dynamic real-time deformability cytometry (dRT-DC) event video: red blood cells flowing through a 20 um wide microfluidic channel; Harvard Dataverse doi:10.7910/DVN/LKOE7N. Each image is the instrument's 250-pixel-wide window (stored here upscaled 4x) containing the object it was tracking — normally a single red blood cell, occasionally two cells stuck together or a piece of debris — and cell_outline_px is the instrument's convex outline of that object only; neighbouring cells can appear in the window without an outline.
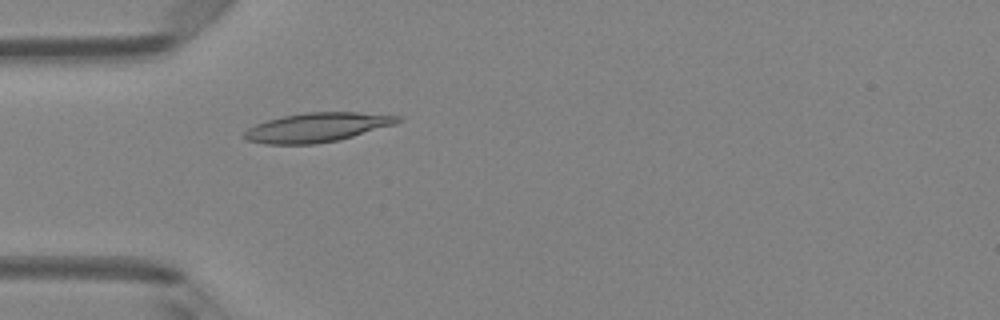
{"species": "Egyptian fruit bat (a non-hibernating species)", "species_latin": "Rousettus aegyptiacus", "temperature_condition": "room temperature", "stored_images_in_passage": 4, "camera_frame_rate_fps": 3000, "um_per_image_px": 0.085, "animal": {"sex": "female"}, "frame": {"image": 1, "passage_image": 4, "time_ms": 4.333, "image_size_px": [1000, 320], "cell_outline_px": [[404, 120], [396, 124], [340, 140], [316, 144], [268, 144], [248, 140], [240, 136], [248, 128], [256, 124], [268, 120], [284, 116], [304, 112], [356, 112], [404, 116]], "centroid_in_image_um": [27.0, 10.82], "position_along_channel_um": 58.0, "area_um2": 26.3}}